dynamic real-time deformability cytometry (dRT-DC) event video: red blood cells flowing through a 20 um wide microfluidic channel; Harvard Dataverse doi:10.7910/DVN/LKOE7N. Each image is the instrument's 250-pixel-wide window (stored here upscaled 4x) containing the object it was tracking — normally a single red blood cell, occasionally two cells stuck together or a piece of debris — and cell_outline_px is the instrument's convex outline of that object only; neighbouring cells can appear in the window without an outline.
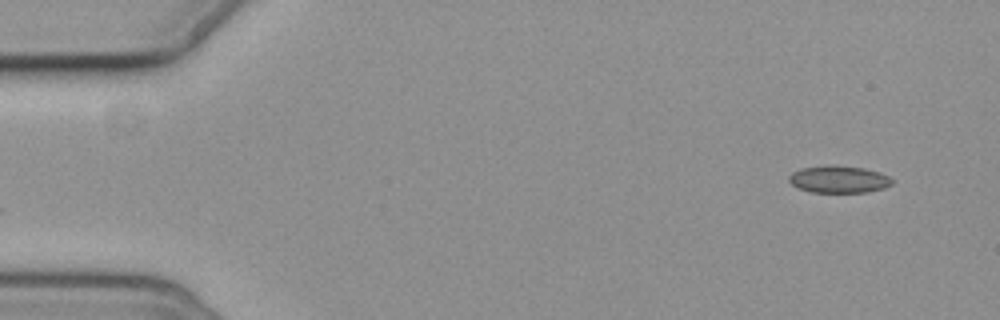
{"species": "common noctule bat (a hibernating species)", "species_latin": "Nyctalus noctula", "temperature_condition": "cold", "stored_images_in_passage": 4, "camera_frame_rate_fps": 3000, "um_per_image_px": 0.085, "animal": {"sex": "female", "body_mass_g": 19.3, "forearm_length_mm": 54.1}, "frame": {"image": 1, "passage_image": 1, "time_ms": 0.0, "image_size_px": [1000, 320], "cell_outline_px": [[896, 180], [892, 184], [884, 188], [868, 192], [812, 192], [800, 188], [792, 184], [788, 180], [788, 176], [792, 172], [800, 168], [824, 164], [836, 164], [864, 168], [880, 172]], "centroid_in_image_um": [71.31, 15.21], "position_along_channel_um": 13.7, "area_um2": 16.7}}